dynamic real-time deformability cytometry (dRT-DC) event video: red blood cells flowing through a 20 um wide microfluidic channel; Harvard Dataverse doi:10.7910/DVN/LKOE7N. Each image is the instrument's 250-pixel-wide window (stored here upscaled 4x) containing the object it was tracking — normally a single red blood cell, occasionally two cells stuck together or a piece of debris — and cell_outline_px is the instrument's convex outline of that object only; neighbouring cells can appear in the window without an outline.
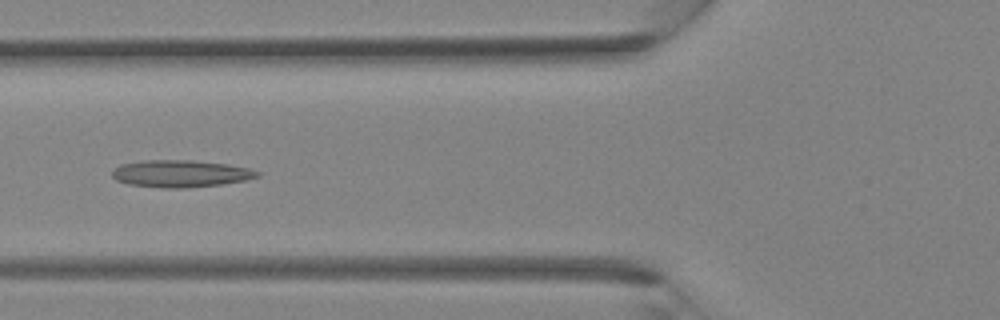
{"species": "Egyptian fruit bat (a non-hibernating species)", "species_latin": "Rousettus aegyptiacus", "temperature_condition": "room temperature", "stored_images_in_passage": 36, "camera_frame_rate_fps": 3000, "um_per_image_px": 0.085, "animal": {"sex": "female"}, "frame": {"image": 1, "passage_image": 13, "time_ms": 4.0, "image_size_px": [1000, 320], "cell_outline_px": [[260, 176], [248, 180], [220, 184], [184, 188], [164, 188], [128, 184], [116, 180], [112, 176], [112, 172], [120, 164], [144, 160], [192, 160], [228, 164], [248, 168], [260, 172]], "centroid_in_image_um": [15.36, 14.75], "position_along_channel_um": 110.4, "area_um2": 22.95}}
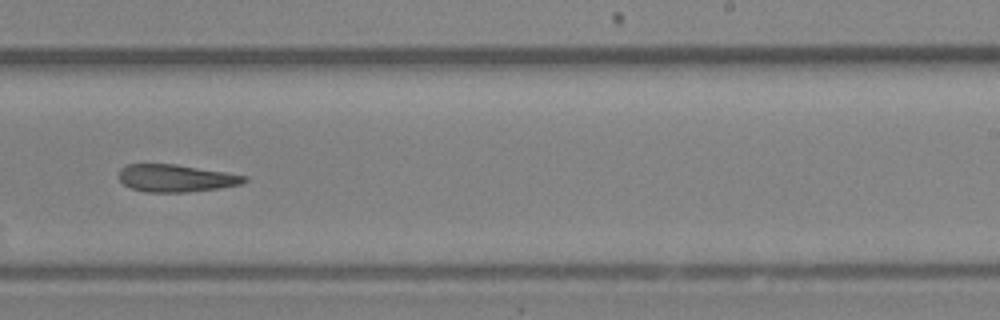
{"frame": {"image": 2, "passage_image": 22, "time_ms": 7.0, "image_size_px": [1000, 320], "cell_outline_px": [[248, 180], [240, 184], [220, 188], [188, 192], [144, 192], [132, 188], [124, 184], [116, 176], [120, 168], [128, 164], [176, 164], [248, 176]], "centroid_in_image_um": [14.92, 15.14], "position_along_channel_um": 274.1, "area_um2": 20.11}}
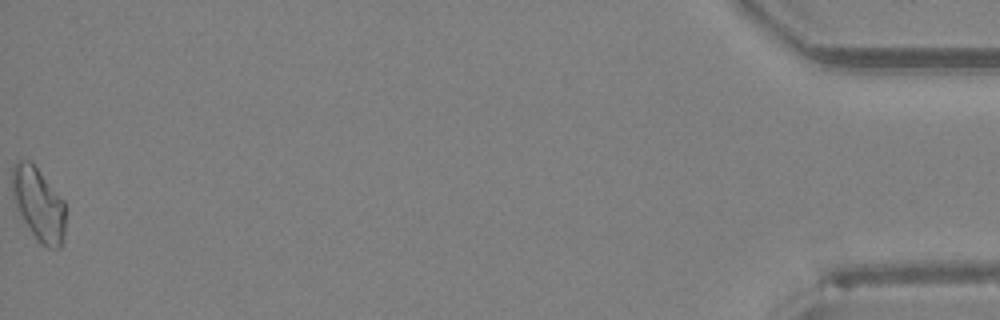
{"frame": {"image": 3, "passage_image": 36, "time_ms": 11.667, "image_size_px": [1000, 320], "cell_outline_px": [[64, 240], [60, 248], [48, 248], [40, 244], [36, 240], [16, 208], [12, 196], [12, 168], [16, 160], [28, 160], [36, 168], [64, 200]], "centroid_in_image_um": [3.26, 17.38], "position_along_channel_um": 431.9, "area_um2": 22.66}}